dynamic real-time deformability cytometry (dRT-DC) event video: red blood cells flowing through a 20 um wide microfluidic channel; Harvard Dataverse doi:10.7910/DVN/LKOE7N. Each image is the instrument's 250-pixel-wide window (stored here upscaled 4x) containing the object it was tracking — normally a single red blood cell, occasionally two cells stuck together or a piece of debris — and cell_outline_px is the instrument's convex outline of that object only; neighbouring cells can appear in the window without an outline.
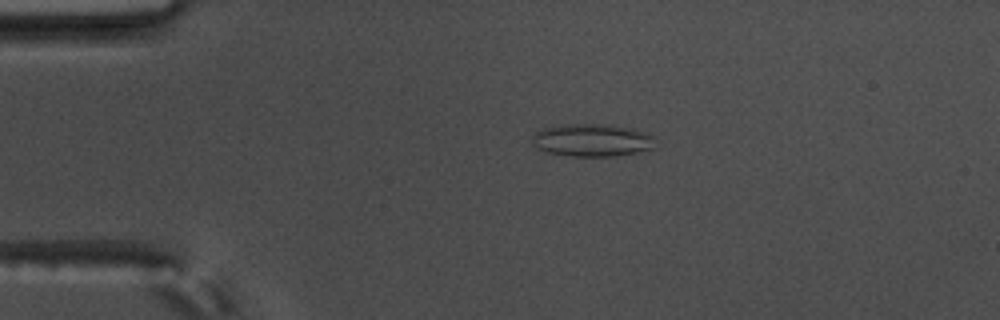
{"species": "common noctule bat (a hibernating species)", "species_latin": "Nyctalus noctula", "temperature_condition": "warm", "stored_images_in_passage": 49, "camera_frame_rate_fps": 3000, "um_per_image_px": 0.085, "animal": {"sex": "male", "body_mass_g": 17.5, "forearm_length_mm": 52.3}, "frame": {"image": 1, "passage_image": 5, "time_ms": 1.333, "image_size_px": [1000, 320], "cell_outline_px": [[656, 136], [652, 148], [636, 152], [616, 156], [572, 156], [548, 152], [536, 148], [532, 144], [532, 136], [536, 132], [552, 124], [612, 124], [628, 128]], "centroid_in_image_um": [50.28, 11.9], "position_along_channel_um": 34.7, "area_um2": 23.52}}
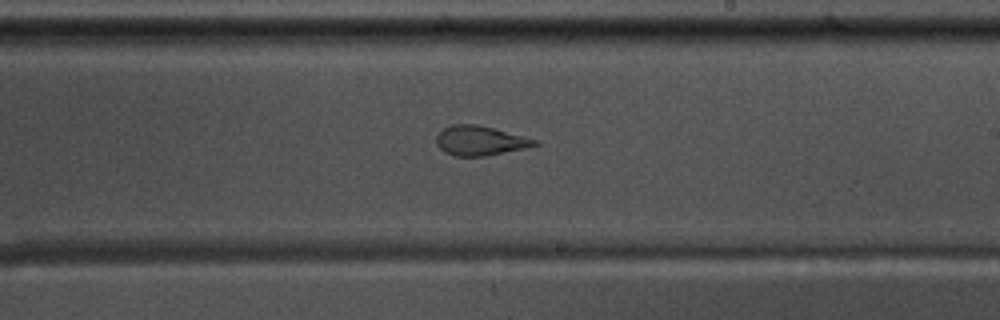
{"frame": {"image": 2, "passage_image": 26, "time_ms": 8.333, "image_size_px": [1000, 320], "cell_outline_px": [[540, 144], [524, 148], [484, 156], [456, 156], [444, 152], [436, 144], [436, 136], [444, 128], [452, 124], [476, 124], [540, 140]], "centroid_in_image_um": [40.8, 11.95], "position_along_channel_um": 248.2, "area_um2": 16.82}}
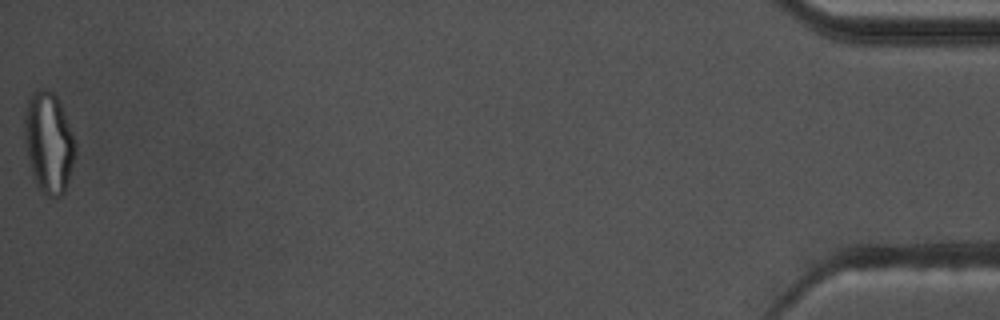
{"frame": {"image": 3, "passage_image": 49, "time_ms": 16.0, "image_size_px": [1000, 320], "cell_outline_px": [[76, 148], [68, 180], [64, 192], [60, 196], [52, 200], [36, 188], [24, 140], [24, 116], [28, 96], [32, 92], [40, 88], [48, 88], [56, 96], [64, 112], [72, 132], [76, 144]], "centroid_in_image_um": [4.12, 12.12], "position_along_channel_um": 431.1, "area_um2": 30.11}, "authors_computed_cell_mechanics": {"area_um2": 19.8254, "velocity_mm_per_s": 3.6708, "shape_relaxation_time_tau1_ms": null, "shape_relaxation_time_tau2_ms": 1.3816, "deformation_change_tau1": null, "deformation_change_tau2": 0.0939}}